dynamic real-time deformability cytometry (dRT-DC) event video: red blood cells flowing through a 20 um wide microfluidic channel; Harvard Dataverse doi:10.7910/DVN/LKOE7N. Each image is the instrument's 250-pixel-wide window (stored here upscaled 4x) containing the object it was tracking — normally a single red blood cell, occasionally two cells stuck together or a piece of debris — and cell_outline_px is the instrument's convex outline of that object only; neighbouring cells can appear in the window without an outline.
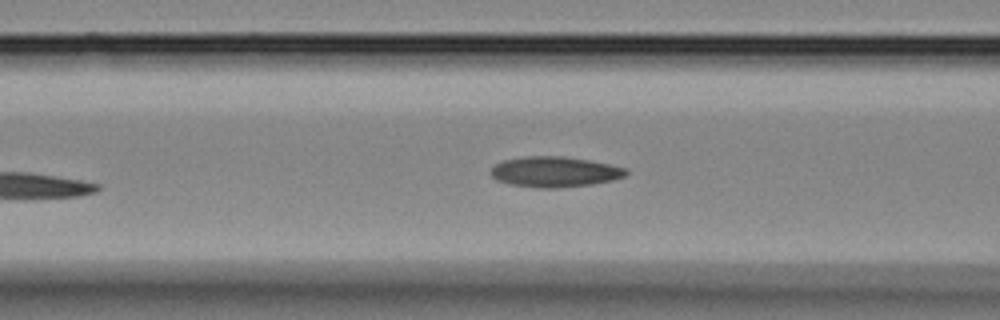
{"species": "Egyptian fruit bat (a non-hibernating species)", "species_latin": "Rousettus aegyptiacus", "temperature_condition": "room temperature", "stored_images_in_passage": 3, "camera_frame_rate_fps": 3000, "um_per_image_px": 0.085, "animal": {"sex": "female"}, "frame": {"image": 1, "passage_image": 3, "time_ms": 0.667, "image_size_px": [1000, 320], "cell_outline_px": [[628, 172], [624, 176], [612, 180], [592, 184], [556, 188], [536, 188], [508, 184], [496, 180], [492, 176], [492, 168], [496, 164], [504, 160], [524, 156], [564, 156], [588, 160], [628, 168]], "centroid_in_image_um": [47.14, 14.61], "position_along_channel_um": 119.5, "area_um2": 23.99}}